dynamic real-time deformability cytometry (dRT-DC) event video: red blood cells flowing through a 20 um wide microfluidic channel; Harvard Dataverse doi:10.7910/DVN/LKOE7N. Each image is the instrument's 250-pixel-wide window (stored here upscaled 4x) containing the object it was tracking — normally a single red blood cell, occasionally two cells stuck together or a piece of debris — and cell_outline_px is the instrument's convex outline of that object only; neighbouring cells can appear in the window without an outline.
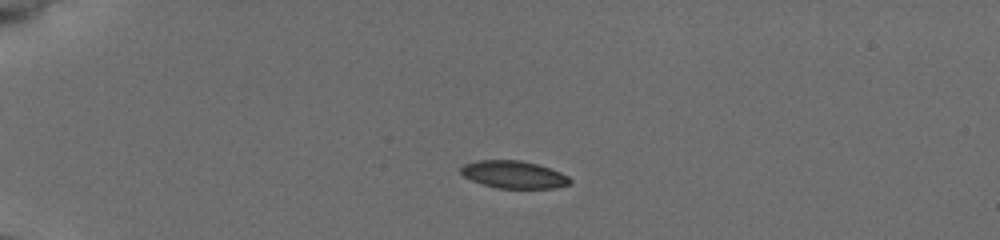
{"species": "common noctule bat (a hibernating species)", "species_latin": "Nyctalus noctula", "temperature_condition": "cold", "stored_images_in_passage": 41, "camera_frame_rate_fps": 3000, "um_per_image_px": 0.085, "animal": {"sex": "female", "body_mass_g": 19.5, "forearm_length_mm": 54.1}, "frame": {"image": 1, "passage_image": 1, "time_ms": 0.0, "image_size_px": [1000, 240], "cell_outline_px": [[572, 180], [568, 184], [556, 188], [496, 188], [472, 180], [464, 176], [460, 172], [460, 168], [464, 164], [476, 160], [520, 160], [536, 164], [560, 172], [568, 176]], "centroid_in_image_um": [43.65, 14.83], "position_along_channel_um": 41.4, "area_um2": 17.34}}
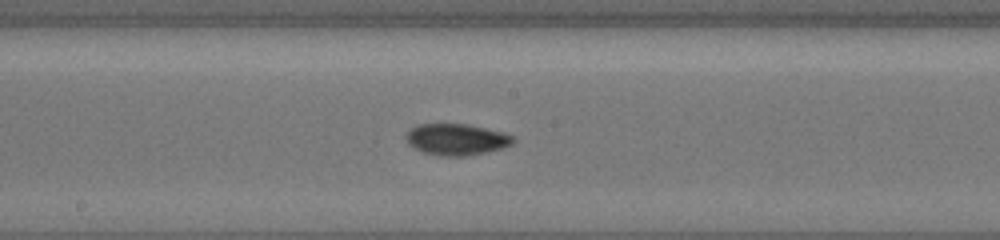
{"frame": {"image": 2, "passage_image": 18, "time_ms": 5.667, "image_size_px": [1000, 240], "cell_outline_px": [[516, 140], [512, 144], [504, 148], [464, 156], [440, 156], [424, 152], [408, 144], [404, 136], [412, 128], [420, 124], [468, 124], [504, 132], [512, 136]], "centroid_in_image_um": [38.82, 11.85], "position_along_channel_um": 209.4, "area_um2": 19.54}}
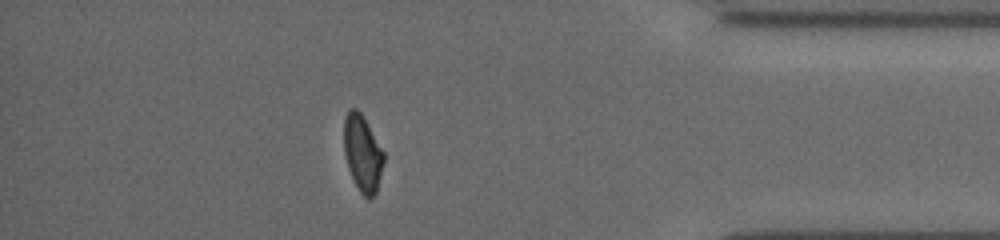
{"frame": {"image": 3, "passage_image": 35, "time_ms": 11.333, "image_size_px": [1000, 240], "cell_outline_px": [[384, 160], [376, 192], [368, 200], [360, 192], [348, 168], [344, 152], [344, 116], [348, 108], [356, 108], [364, 116], [384, 152]], "centroid_in_image_um": [30.8, 12.98], "position_along_channel_um": 404.4, "area_um2": 17.74}, "authors_computed_cell_mechanics": {"area_um2": 18.8428, "velocity_mm_per_s": 3.9103, "shape_relaxation_time_tau1_ms": 5.3714, "shape_relaxation_time_tau2_ms": 3.4269, "deformation_change_tau1": 0.1496, "deformation_change_tau2": 0.0581}}